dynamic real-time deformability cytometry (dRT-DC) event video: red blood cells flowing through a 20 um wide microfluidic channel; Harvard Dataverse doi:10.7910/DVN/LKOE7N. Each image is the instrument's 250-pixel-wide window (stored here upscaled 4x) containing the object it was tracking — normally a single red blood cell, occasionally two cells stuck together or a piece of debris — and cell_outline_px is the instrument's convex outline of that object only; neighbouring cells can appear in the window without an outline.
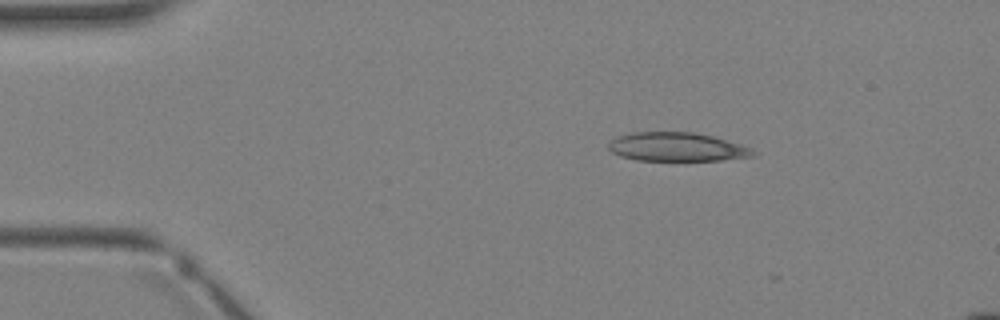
{"species": "Egyptian fruit bat (a non-hibernating species)", "species_latin": "Rousettus aegyptiacus", "temperature_condition": "warm", "stored_images_in_passage": 4, "camera_frame_rate_fps": 3000, "um_per_image_px": 0.085, "animal": {"sex": "female"}, "frame": {"image": 1, "passage_image": 2, "time_ms": 1.333, "image_size_px": [1000, 320], "cell_outline_px": [[756, 156], [720, 160], [636, 160], [620, 156], [612, 152], [608, 148], [608, 144], [616, 136], [632, 132], [692, 132], [712, 136], [752, 148], [756, 152]], "centroid_in_image_um": [57.52, 12.49], "position_along_channel_um": 27.5, "area_um2": 24.16}}